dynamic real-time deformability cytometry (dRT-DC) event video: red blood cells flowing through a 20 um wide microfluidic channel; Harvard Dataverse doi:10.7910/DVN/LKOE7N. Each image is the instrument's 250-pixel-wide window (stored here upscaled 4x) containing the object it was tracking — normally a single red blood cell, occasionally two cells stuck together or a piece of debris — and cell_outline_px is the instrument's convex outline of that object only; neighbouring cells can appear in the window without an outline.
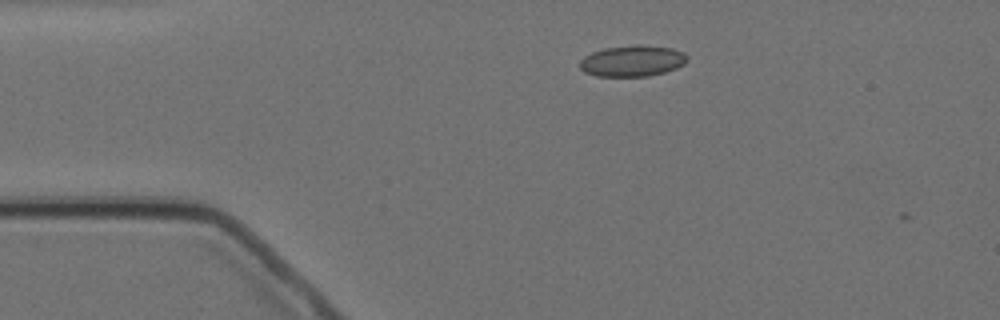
{"species": "Egyptian fruit bat (a non-hibernating species)", "species_latin": "Rousettus aegyptiacus", "temperature_condition": "cold", "stored_images_in_passage": 3, "camera_frame_rate_fps": 3000, "um_per_image_px": 0.085, "animal": {"sex": "female"}, "frame": {"image": 1, "passage_image": 1, "time_ms": 0.0, "image_size_px": [1000, 320], "cell_outline_px": [[688, 60], [684, 64], [676, 68], [664, 72], [648, 76], [596, 76], [584, 72], [580, 68], [580, 60], [584, 56], [592, 52], [604, 48], [640, 44], [672, 48], [684, 52], [688, 56]], "centroid_in_image_um": [53.76, 5.17], "position_along_channel_um": 31.2, "area_um2": 19.59}}